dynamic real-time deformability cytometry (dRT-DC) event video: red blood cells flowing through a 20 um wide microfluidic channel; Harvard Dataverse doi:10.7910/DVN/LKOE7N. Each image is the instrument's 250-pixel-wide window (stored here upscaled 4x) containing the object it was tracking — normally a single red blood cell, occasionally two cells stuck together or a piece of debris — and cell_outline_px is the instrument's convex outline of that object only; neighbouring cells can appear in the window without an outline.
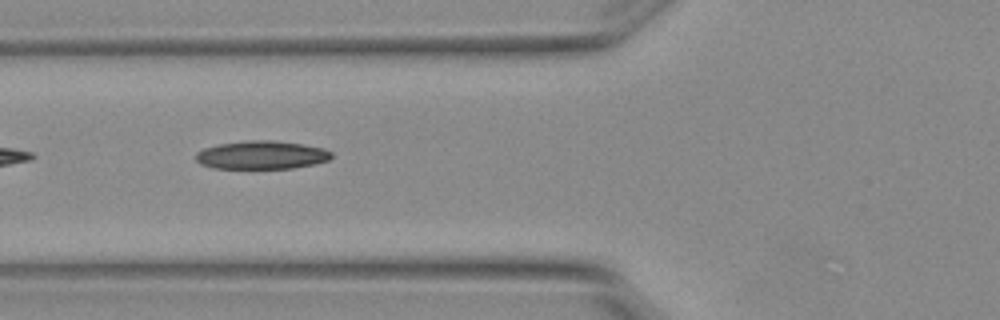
{"species": "Egyptian fruit bat (a non-hibernating species)", "species_latin": "Rousettus aegyptiacus", "temperature_condition": "warm", "stored_images_in_passage": 4, "camera_frame_rate_fps": 3000, "um_per_image_px": 0.085, "animal": {"sex": "female"}, "frame": {"image": 1, "passage_image": 2, "time_ms": 0.333, "image_size_px": [1000, 320], "cell_outline_px": [[332, 156], [328, 160], [312, 164], [292, 168], [212, 168], [200, 164], [196, 160], [196, 152], [204, 148], [220, 144], [244, 140], [276, 140], [304, 144], [324, 148], [332, 152]], "centroid_in_image_um": [22.23, 13.16], "position_along_channel_um": 103.6, "area_um2": 22.43}}
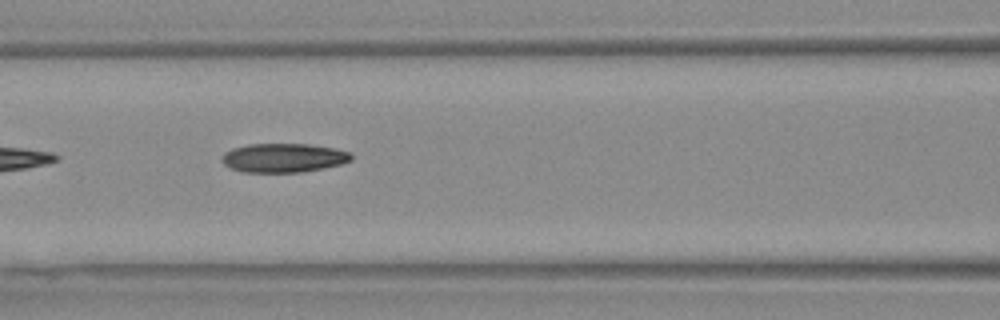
{"frame": {"image": 2, "passage_image": 3, "time_ms": 0.667, "image_size_px": [1000, 320], "cell_outline_px": [[352, 160], [340, 164], [324, 168], [300, 172], [244, 172], [232, 168], [224, 164], [220, 160], [220, 156], [224, 152], [232, 148], [248, 144], [308, 144], [332, 148], [352, 152]], "centroid_in_image_um": [24.08, 13.41], "position_along_channel_um": 142.5, "area_um2": 21.91}}
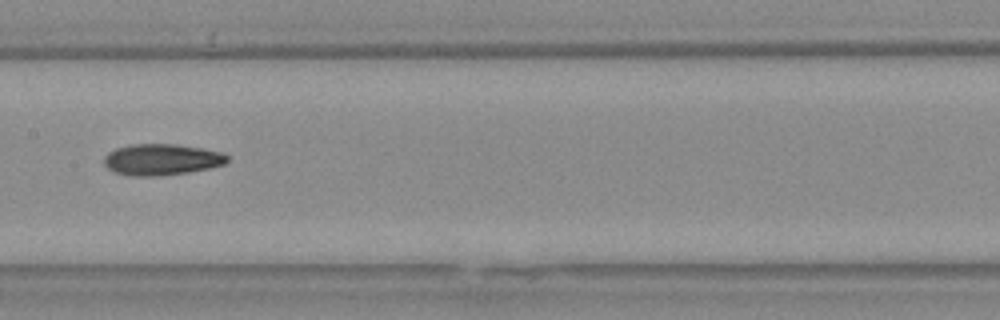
{"frame": {"image": 3, "passage_image": 4, "time_ms": 1.0, "image_size_px": [1000, 320], "cell_outline_px": [[228, 160], [224, 164], [208, 168], [188, 172], [160, 176], [128, 176], [112, 172], [104, 164], [104, 156], [108, 152], [116, 148], [132, 144], [176, 144], [204, 148], [220, 152], [228, 156]], "centroid_in_image_um": [13.7, 13.56], "position_along_channel_um": 193.7, "area_um2": 22.6}}